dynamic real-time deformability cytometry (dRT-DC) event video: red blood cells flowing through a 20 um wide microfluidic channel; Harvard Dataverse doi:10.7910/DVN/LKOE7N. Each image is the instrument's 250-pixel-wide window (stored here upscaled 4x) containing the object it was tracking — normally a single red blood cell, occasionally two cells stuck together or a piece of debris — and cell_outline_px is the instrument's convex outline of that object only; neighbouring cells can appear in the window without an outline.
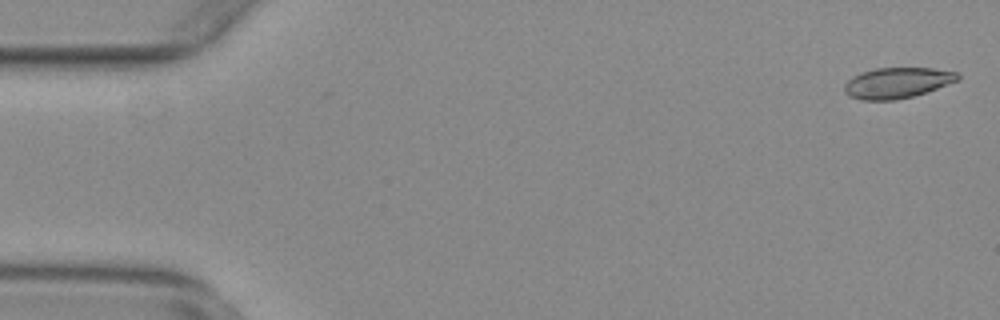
{"species": "common noctule bat (a hibernating species)", "species_latin": "Nyctalus noctula", "temperature_condition": "warm", "stored_images_in_passage": 55, "camera_frame_rate_fps": 3000, "um_per_image_px": 0.085, "animal": {"sex": "female", "body_mass_g": 29.2, "forearm_length_mm": 56.3}, "frame": {"image": 1, "passage_image": 2, "time_ms": 0.333, "image_size_px": [1000, 320], "cell_outline_px": [[960, 80], [912, 96], [896, 100], [860, 100], [848, 96], [844, 92], [844, 84], [852, 76], [860, 72], [876, 68], [932, 68], [956, 72], [960, 76]], "centroid_in_image_um": [76.21, 7.04], "position_along_channel_um": 8.8, "area_um2": 20.29}}
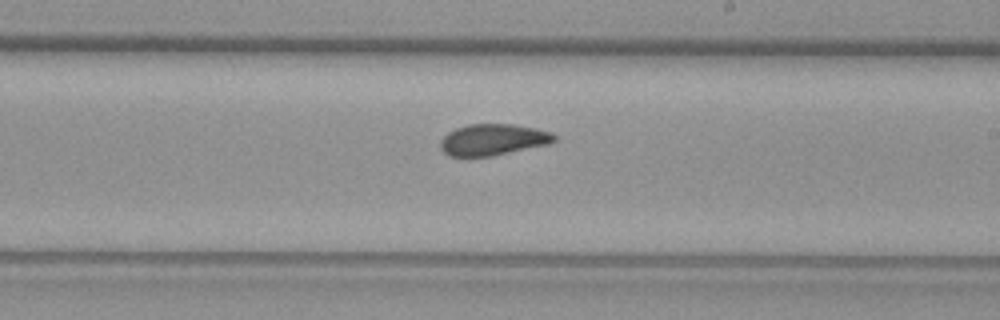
{"frame": {"image": 2, "passage_image": 32, "time_ms": 10.333, "image_size_px": [1000, 320], "cell_outline_px": [[556, 140], [548, 144], [492, 156], [448, 156], [440, 148], [440, 140], [448, 132], [456, 128], [468, 124], [512, 124], [536, 128], [552, 132], [556, 136]], "centroid_in_image_um": [41.9, 11.87], "position_along_channel_um": 247.1, "area_um2": 20.81}}
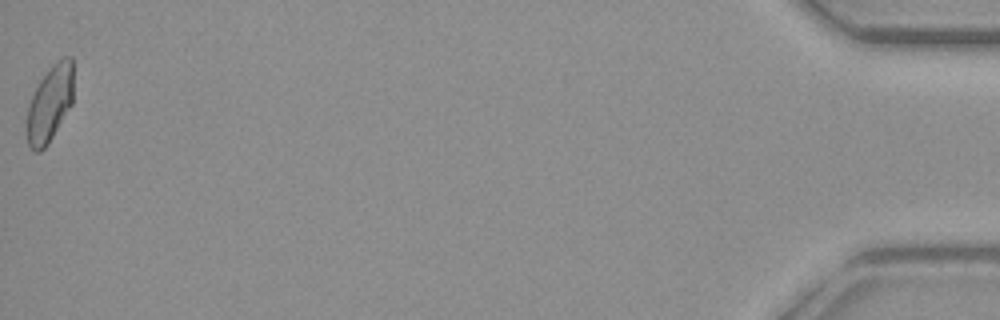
{"frame": {"image": 3, "passage_image": 55, "time_ms": 18.0, "image_size_px": [1000, 320], "cell_outline_px": [[72, 104], [48, 144], [40, 152], [36, 152], [28, 144], [28, 104], [40, 80], [52, 64], [64, 56], [72, 56]], "centroid_in_image_um": [4.25, 8.79], "position_along_channel_um": 431.0, "area_um2": 20.35}, "authors_computed_cell_mechanics": {"area_um2": 20.9236, "velocity_mm_per_s": 3.7888, "shape_relaxation_time_tau1_ms": null, "shape_relaxation_time_tau2_ms": 1.7184, "deformation_change_tau1": null, "deformation_change_tau2": 0.0551}}